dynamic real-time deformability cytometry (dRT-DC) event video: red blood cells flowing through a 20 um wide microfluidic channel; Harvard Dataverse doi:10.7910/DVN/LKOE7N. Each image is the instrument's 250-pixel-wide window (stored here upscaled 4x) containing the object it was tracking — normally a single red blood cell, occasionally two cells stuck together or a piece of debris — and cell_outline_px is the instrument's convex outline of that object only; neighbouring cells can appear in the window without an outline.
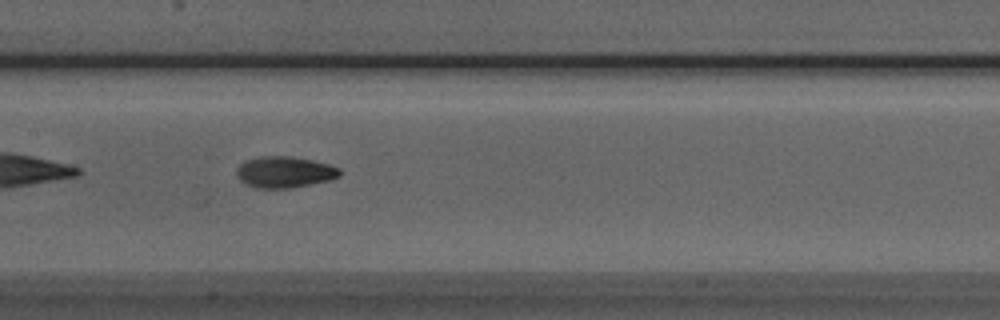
{"species": "Egyptian fruit bat (a non-hibernating species)", "species_latin": "Rousettus aegyptiacus", "temperature_condition": "room temperature", "stored_images_in_passage": 37, "camera_frame_rate_fps": 3000, "um_per_image_px": 0.085, "animal": {"sex": "male"}, "frame": {"image": 1, "passage_image": 10, "time_ms": 3.0, "image_size_px": [1000, 320], "cell_outline_px": [[340, 176], [328, 180], [292, 188], [256, 188], [244, 184], [236, 176], [236, 168], [240, 164], [248, 160], [260, 156], [292, 156], [312, 160], [328, 164], [340, 168]], "centroid_in_image_um": [24.16, 14.63], "position_along_channel_um": 183.2, "area_um2": 18.84}}
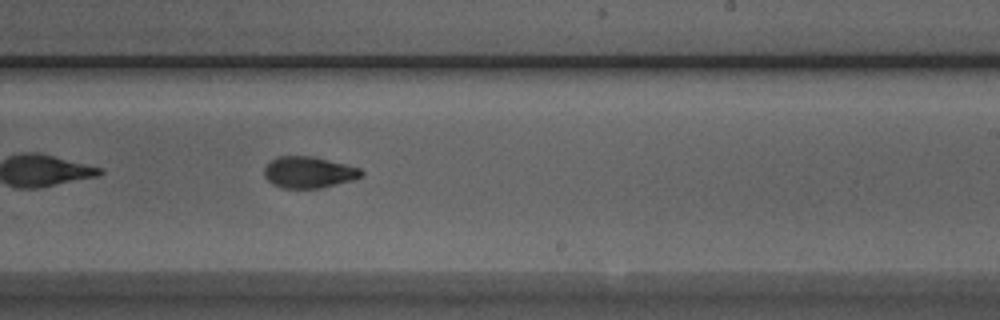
{"frame": {"image": 2, "passage_image": 16, "time_ms": 5.0, "image_size_px": [1000, 320], "cell_outline_px": [[364, 176], [356, 180], [320, 188], [280, 188], [272, 184], [264, 176], [264, 168], [276, 156], [312, 156], [360, 168], [364, 172]], "centroid_in_image_um": [26.26, 14.66], "position_along_channel_um": 262.7, "area_um2": 17.92}}
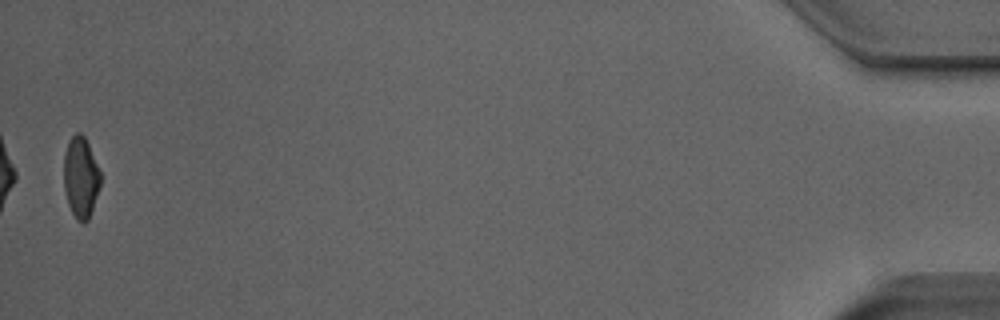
{"frame": {"image": 3, "passage_image": 36, "time_ms": 11.667, "image_size_px": [1000, 320], "cell_outline_px": [[100, 188], [88, 220], [84, 224], [76, 220], [68, 204], [64, 188], [64, 156], [68, 144], [72, 136], [76, 132], [80, 132], [84, 136], [88, 144], [100, 172]], "centroid_in_image_um": [6.86, 15.11], "position_along_channel_um": 428.3, "area_um2": 17.17}, "authors_computed_cell_mechanics": {"area_um2": 18.0336, "velocity_mm_per_s": 3.9976, "shape_relaxation_time_tau1_ms": 5.2912, "shape_relaxation_time_tau2_ms": 2.1852, "deformation_change_tau1": 0.1611, "deformation_change_tau2": 0.0765}}